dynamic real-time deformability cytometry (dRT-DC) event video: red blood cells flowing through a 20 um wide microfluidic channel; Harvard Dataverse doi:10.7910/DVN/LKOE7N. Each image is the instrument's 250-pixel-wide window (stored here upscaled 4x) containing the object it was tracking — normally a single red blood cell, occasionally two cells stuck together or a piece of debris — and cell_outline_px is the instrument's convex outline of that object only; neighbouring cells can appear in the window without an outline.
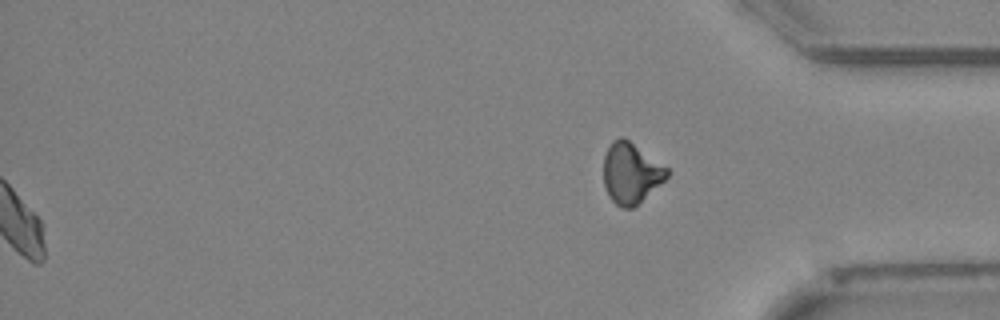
{"species": "Egyptian fruit bat (a non-hibernating species)", "species_latin": "Rousettus aegyptiacus", "temperature_condition": "cold", "stored_images_in_passage": 53, "segment_of_instrument_passage": [2, 2], "camera_frame_rate_fps": 3000, "um_per_image_px": 0.085, "animal": {"sex": "female"}, "frame": {"image": 1, "passage_image": 53, "time_ms": 17.333, "image_size_px": [1000, 320], "cell_outline_px": [[668, 176], [664, 180], [632, 208], [624, 208], [616, 204], [608, 196], [604, 188], [604, 156], [612, 140], [620, 136], [624, 136], [668, 168]], "centroid_in_image_um": [53.6, 14.69], "position_along_channel_um": 381.6, "area_um2": 22.25}}